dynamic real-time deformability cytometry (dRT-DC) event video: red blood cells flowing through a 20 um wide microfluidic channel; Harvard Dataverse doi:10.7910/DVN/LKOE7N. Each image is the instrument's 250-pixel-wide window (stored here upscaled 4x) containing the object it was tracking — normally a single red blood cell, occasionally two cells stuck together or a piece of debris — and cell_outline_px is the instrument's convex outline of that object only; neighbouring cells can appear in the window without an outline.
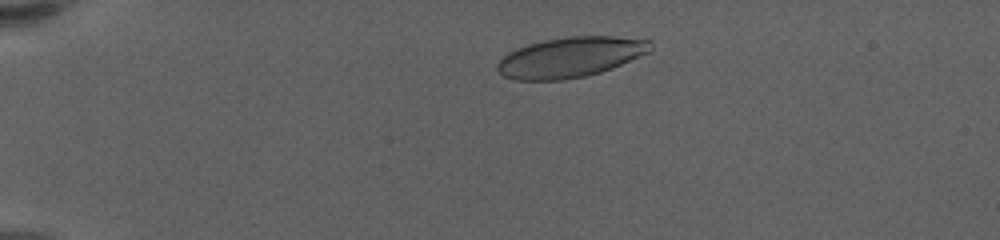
{"species": "human", "species_latin": "Homo sapiens", "temperature_condition": "warm", "stored_images_in_passage": 41, "camera_frame_rate_fps": 3000, "um_per_image_px": 0.085, "donor": {"sex": "female"}, "frame": {"image": 1, "passage_image": 1, "time_ms": 0.0, "image_size_px": [1000, 240], "cell_outline_px": [[652, 52], [612, 68], [600, 72], [584, 76], [564, 80], [512, 80], [504, 76], [496, 68], [496, 64], [508, 52], [528, 44], [544, 40], [568, 36], [612, 36], [652, 40]], "centroid_in_image_um": [48.52, 4.86], "position_along_channel_um": 36.5, "area_um2": 36.13}}
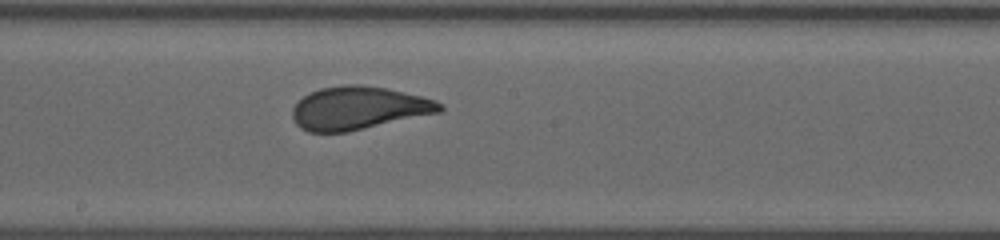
{"frame": {"image": 2, "passage_image": 22, "time_ms": 7.0, "image_size_px": [1000, 240], "cell_outline_px": [[444, 108], [440, 112], [348, 132], [308, 132], [300, 128], [296, 124], [292, 116], [292, 108], [304, 96], [320, 88], [344, 84], [360, 84], [388, 88], [436, 100], [444, 104]], "centroid_in_image_um": [30.48, 9.18], "position_along_channel_um": 217.7, "area_um2": 37.05}}
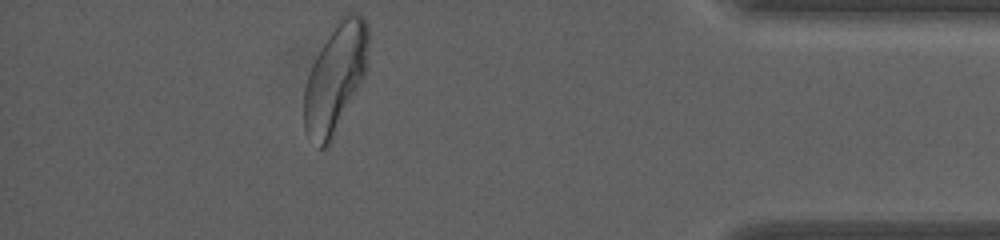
{"frame": {"image": 3, "passage_image": 41, "time_ms": 13.333, "image_size_px": [1000, 240], "cell_outline_px": [[368, 44], [364, 76], [332, 140], [324, 148], [320, 148], [304, 132], [304, 88], [312, 64], [316, 56], [336, 20], [340, 16], [348, 12], [356, 12], [364, 16], [368, 24]], "centroid_in_image_um": [28.5, 6.58], "position_along_channel_um": 406.7, "area_um2": 40.46}, "authors_computed_cell_mechanics": {"area_um2": 37.0498, "velocity_mm_per_s": 3.5449, "shape_relaxation_time_tau1_ms": 4.7871, "shape_relaxation_time_tau2_ms": null, "deformation_change_tau1": 0.1839, "deformation_change_tau2": null}}